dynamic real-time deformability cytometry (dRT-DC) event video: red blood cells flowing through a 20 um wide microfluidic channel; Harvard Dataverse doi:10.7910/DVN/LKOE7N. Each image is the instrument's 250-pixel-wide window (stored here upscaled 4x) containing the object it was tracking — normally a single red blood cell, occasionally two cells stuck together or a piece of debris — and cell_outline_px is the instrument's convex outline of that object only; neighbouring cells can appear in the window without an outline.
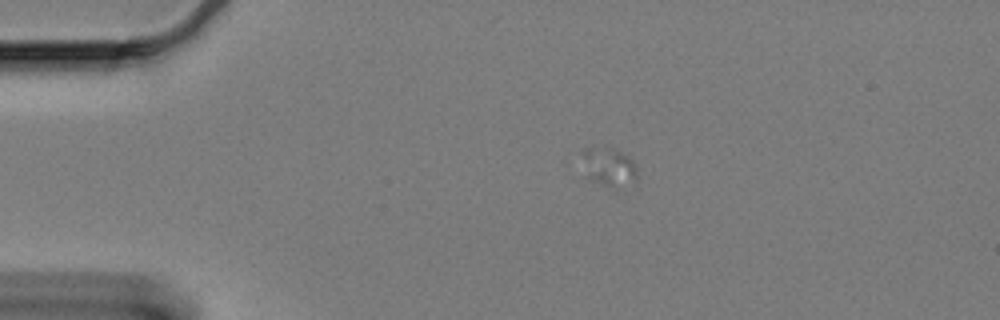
{"species": "Egyptian fruit bat (a non-hibernating species)", "species_latin": "Rousettus aegyptiacus", "temperature_condition": "cold", "stored_images_in_passage": 23, "camera_frame_rate_fps": 3000, "um_per_image_px": 0.085, "animal": {"sex": "female"}, "frame": {"image": 1, "passage_image": 4, "time_ms": 1.0, "image_size_px": [1000, 320], "cell_outline_px": [[636, 180], [616, 192], [592, 180], [588, 176], [604, 148], [612, 148], [628, 156], [632, 160], [636, 168]], "centroid_in_image_um": [52.16, 14.45], "position_along_channel_um": 32.8, "area_um2": 10.12}}